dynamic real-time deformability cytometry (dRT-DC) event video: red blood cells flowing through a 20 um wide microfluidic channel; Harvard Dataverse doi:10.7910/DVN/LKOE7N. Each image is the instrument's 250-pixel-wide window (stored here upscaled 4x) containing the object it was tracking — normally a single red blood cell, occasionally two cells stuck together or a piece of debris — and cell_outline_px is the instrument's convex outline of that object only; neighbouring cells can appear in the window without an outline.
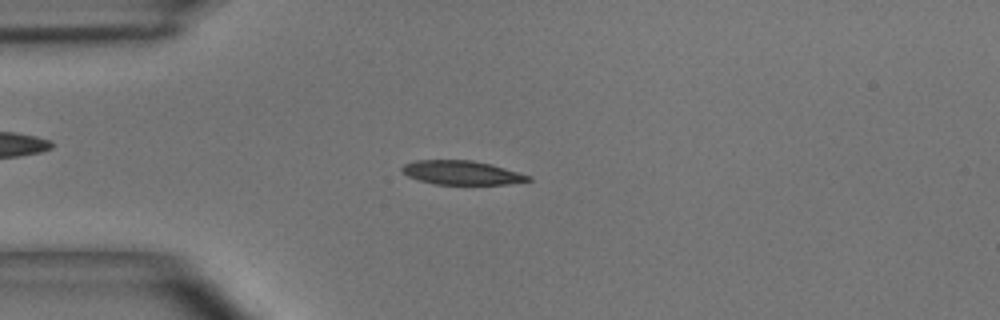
{"species": "common noctule bat (a hibernating species)", "species_latin": "Nyctalus noctula", "temperature_condition": "room temperature", "stored_images_in_passage": 48, "camera_frame_rate_fps": 3000, "um_per_image_px": 0.085, "animal": {"sex": "male", "body_mass_g": 15.6}, "frame": {"image": 1, "passage_image": 12, "time_ms": 3.667, "image_size_px": [1000, 320], "cell_outline_px": [[532, 180], [508, 184], [432, 184], [408, 176], [400, 172], [400, 168], [404, 164], [416, 160], [472, 160], [492, 164], [532, 176]], "centroid_in_image_um": [39.23, 14.67], "position_along_channel_um": 45.8, "area_um2": 17.74}}
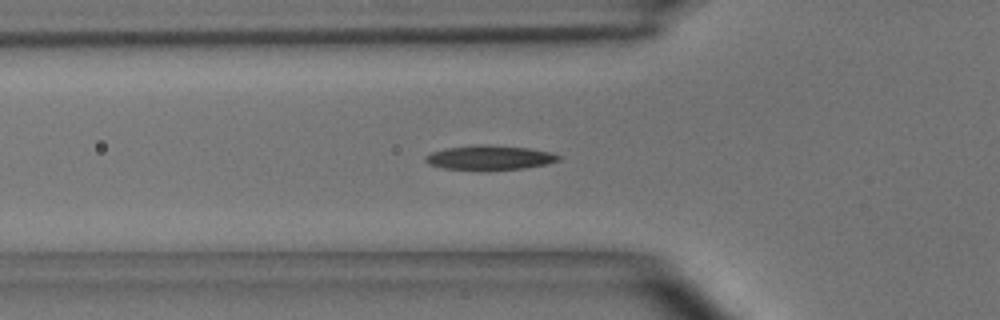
{"frame": {"image": 2, "passage_image": 16, "time_ms": 5.0, "image_size_px": [1000, 320], "cell_outline_px": [[560, 160], [544, 164], [524, 168], [484, 172], [444, 168], [428, 164], [424, 160], [424, 156], [432, 152], [448, 148], [476, 144], [488, 144], [528, 148], [552, 152], [560, 156]], "centroid_in_image_um": [41.59, 13.42], "position_along_channel_um": 84.2, "area_um2": 19.48}}
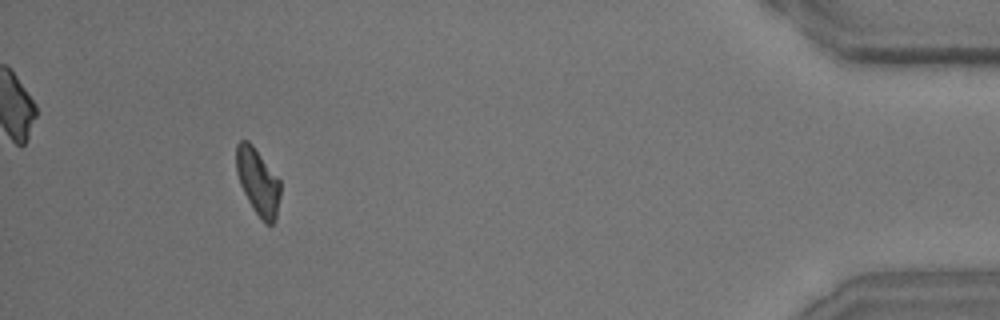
{"frame": {"image": 3, "passage_image": 45, "time_ms": 14.667, "image_size_px": [1000, 320], "cell_outline_px": [[280, 196], [276, 220], [272, 224], [264, 224], [260, 220], [252, 208], [240, 184], [236, 172], [236, 144], [240, 140], [248, 140], [252, 144], [280, 180]], "centroid_in_image_um": [21.92, 15.47], "position_along_channel_um": 413.3, "area_um2": 17.22}, "authors_computed_cell_mechanics": {"area_um2": 17.8313, "velocity_mm_per_s": 4.0477, "shape_relaxation_time_tau1_ms": 3.9903, "shape_relaxation_time_tau2_ms": 4.3046, "deformation_change_tau1": 0.1177, "deformation_change_tau2": 0.121}}